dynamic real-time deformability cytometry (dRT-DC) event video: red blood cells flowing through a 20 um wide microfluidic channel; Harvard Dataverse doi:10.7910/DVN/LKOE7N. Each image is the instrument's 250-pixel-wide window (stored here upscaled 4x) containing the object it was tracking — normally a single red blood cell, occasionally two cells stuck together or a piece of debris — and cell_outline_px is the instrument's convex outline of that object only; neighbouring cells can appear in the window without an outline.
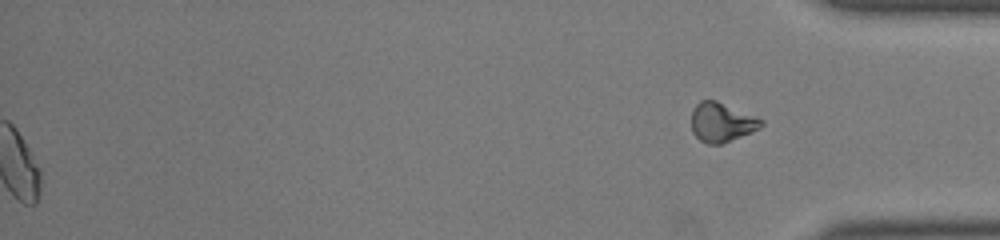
{"species": "common noctule bat (a hibernating species)", "species_latin": "Nyctalus noctula", "temperature_condition": "room temperature", "stored_images_in_passage": 46, "segment_of_instrument_passage": [2, 2], "camera_frame_rate_fps": 3000, "um_per_image_px": 0.085, "animal": {"sex": "male", "body_mass_g": 19.0, "forearm_length_mm": 50.8}, "frame": {"image": 1, "passage_image": 46, "time_ms": 15.0, "image_size_px": [1000, 240], "cell_outline_px": [[764, 124], [760, 128], [752, 132], [720, 144], [708, 144], [700, 140], [692, 132], [692, 108], [700, 100], [716, 100], [756, 116], [764, 120]], "centroid_in_image_um": [61.35, 10.38], "position_along_channel_um": 373.9, "area_um2": 16.01}}